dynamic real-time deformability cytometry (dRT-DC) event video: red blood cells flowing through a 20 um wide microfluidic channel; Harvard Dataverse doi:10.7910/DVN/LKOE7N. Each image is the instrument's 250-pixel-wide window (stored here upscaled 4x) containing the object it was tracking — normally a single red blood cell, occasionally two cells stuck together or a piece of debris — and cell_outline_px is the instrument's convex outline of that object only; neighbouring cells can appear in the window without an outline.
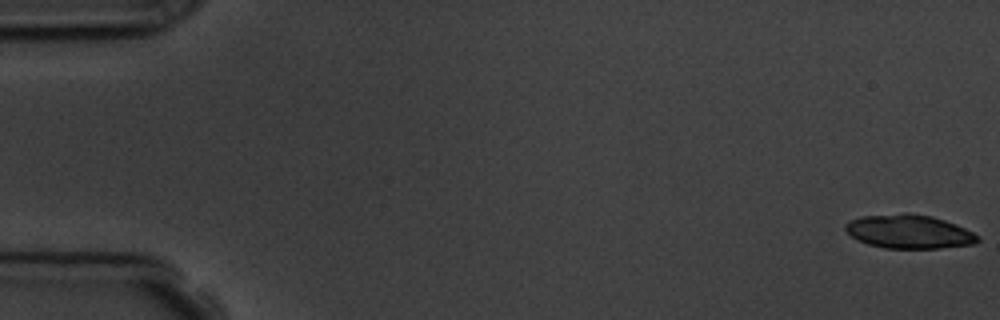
{"species": "common noctule bat (a hibernating species)", "species_latin": "Nyctalus noctula", "temperature_condition": "room temperature", "stored_images_in_passage": 6, "camera_frame_rate_fps": 3000, "um_per_image_px": 0.085, "animal": {"sex": "male", "body_mass_g": 19.5, "forearm_length_mm": 54.6}, "frame": {"image": 1, "passage_image": 1, "time_ms": 0.0, "image_size_px": [1000, 320], "cell_outline_px": [[980, 240], [976, 244], [940, 248], [884, 248], [868, 244], [852, 236], [844, 228], [844, 224], [848, 220], [864, 216], [904, 212], [908, 212], [932, 216], [956, 224], [980, 236]], "centroid_in_image_um": [77.28, 19.68], "position_along_channel_um": 7.7, "area_um2": 26.18}}
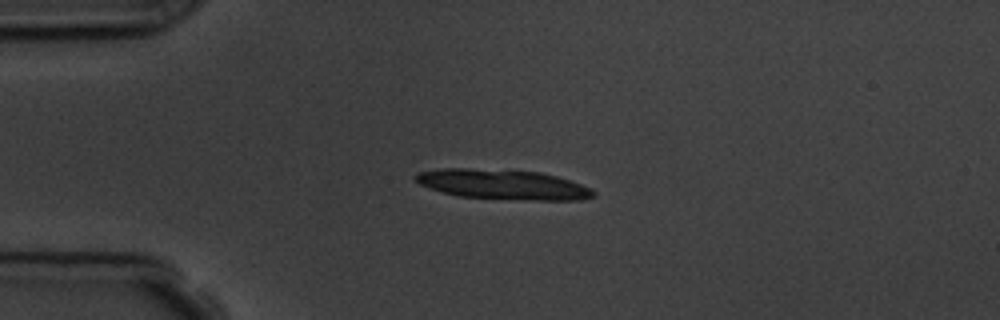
{"frame": {"image": 2, "passage_image": 5, "time_ms": 4.333, "image_size_px": [1000, 320], "cell_outline_px": [[596, 196], [584, 200], [540, 200], [460, 196], [444, 192], [420, 184], [412, 176], [420, 172], [440, 168], [468, 168], [540, 172], [556, 176], [592, 188], [596, 192]], "centroid_in_image_um": [42.8, 15.67], "position_along_channel_um": 42.2, "area_um2": 30.63}}